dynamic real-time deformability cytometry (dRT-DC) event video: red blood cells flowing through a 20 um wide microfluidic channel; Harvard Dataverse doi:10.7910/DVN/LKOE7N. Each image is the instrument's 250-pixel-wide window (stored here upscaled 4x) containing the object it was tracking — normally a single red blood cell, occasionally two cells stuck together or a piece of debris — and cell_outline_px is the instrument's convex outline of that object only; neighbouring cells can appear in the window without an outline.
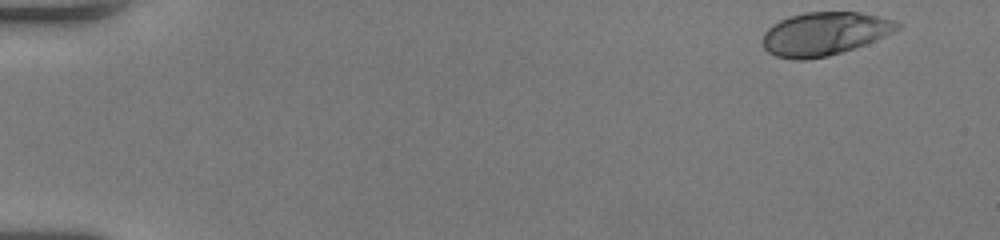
{"species": "human", "species_latin": "Homo sapiens", "temperature_condition": "room temperature", "stored_images_in_passage": 49, "camera_frame_rate_fps": 3000, "um_per_image_px": 0.085, "donor": {"sex": "female"}, "frame": {"image": 1, "passage_image": 1, "time_ms": 0.0, "image_size_px": [1000, 240], "cell_outline_px": [[904, 24], [900, 28], [884, 36], [864, 44], [828, 56], [804, 60], [792, 60], [776, 56], [768, 52], [764, 48], [764, 32], [772, 24], [788, 16], [804, 12], [860, 12], [892, 20]], "centroid_in_image_um": [70.05, 2.86], "position_along_channel_um": 14.9, "area_um2": 33.76}}
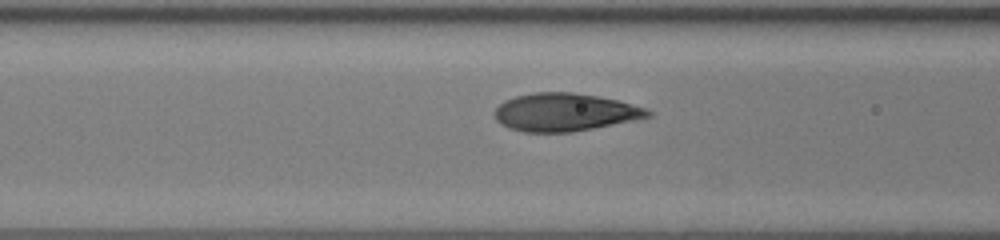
{"frame": {"image": 2, "passage_image": 20, "time_ms": 6.333, "image_size_px": [1000, 240], "cell_outline_px": [[652, 116], [636, 120], [572, 132], [524, 132], [508, 128], [500, 124], [496, 120], [492, 112], [504, 100], [516, 96], [532, 92], [572, 92], [596, 96], [616, 100], [648, 108], [652, 112]], "centroid_in_image_um": [47.99, 9.54], "position_along_channel_um": 118.6, "area_um2": 34.04}}
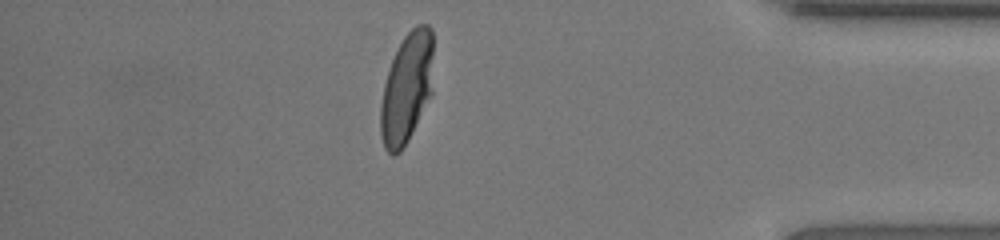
{"frame": {"image": 3, "passage_image": 43, "time_ms": 14.0, "image_size_px": [1000, 240], "cell_outline_px": [[432, 96], [408, 140], [400, 152], [392, 156], [384, 148], [380, 136], [380, 108], [384, 84], [392, 60], [404, 36], [416, 24], [428, 24], [432, 28]], "centroid_in_image_um": [34.57, 7.52], "position_along_channel_um": 400.6, "area_um2": 34.16}, "authors_computed_cell_mechanics": {"area_um2": 33.813, "velocity_mm_per_s": 4.0833, "shape_relaxation_time_tau1_ms": 4.0258, "shape_relaxation_time_tau2_ms": null, "deformation_change_tau1": 0.2307, "deformation_change_tau2": null}}